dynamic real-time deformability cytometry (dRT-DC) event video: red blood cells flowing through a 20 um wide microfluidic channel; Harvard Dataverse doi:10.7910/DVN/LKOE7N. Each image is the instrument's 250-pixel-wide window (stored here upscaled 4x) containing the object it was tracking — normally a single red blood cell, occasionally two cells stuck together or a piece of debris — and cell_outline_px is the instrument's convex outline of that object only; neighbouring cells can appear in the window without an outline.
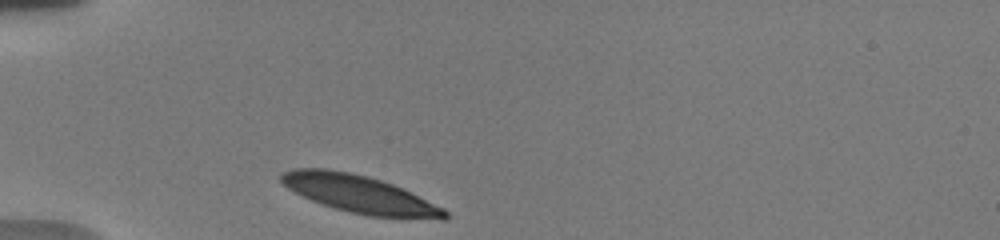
{"species": "human", "species_latin": "Homo sapiens", "temperature_condition": "warm", "stored_images_in_passage": 34, "camera_frame_rate_fps": 3000, "um_per_image_px": 0.085, "donor": {"sex": "male"}, "frame": {"image": 1, "passage_image": 1, "time_ms": 0.0, "image_size_px": [1000, 240], "cell_outline_px": [[448, 216], [444, 220], [440, 220], [368, 216], [336, 208], [312, 200], [288, 188], [280, 180], [280, 176], [284, 172], [292, 168], [328, 168], [368, 176], [392, 184], [444, 208], [448, 212]], "centroid_in_image_um": [30.6, 16.51], "position_along_channel_um": 54.4, "area_um2": 35.55}}
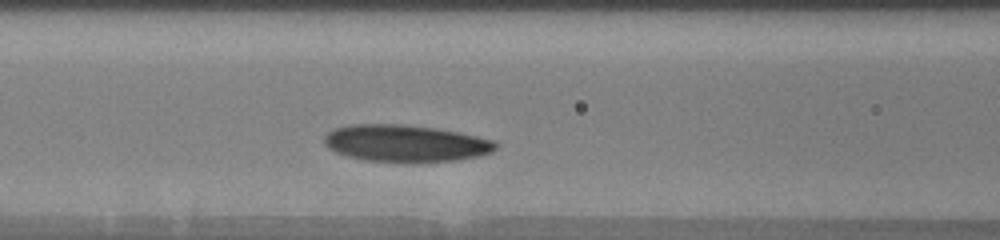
{"frame": {"image": 2, "passage_image": 9, "time_ms": 2.667, "image_size_px": [1000, 240], "cell_outline_px": [[496, 148], [492, 152], [480, 156], [460, 160], [420, 164], [404, 164], [364, 160], [348, 156], [336, 152], [328, 148], [324, 144], [324, 136], [328, 132], [336, 128], [348, 124], [400, 124], [432, 128], [460, 132], [496, 140]], "centroid_in_image_um": [34.5, 12.22], "position_along_channel_um": 132.1, "area_um2": 37.92}}
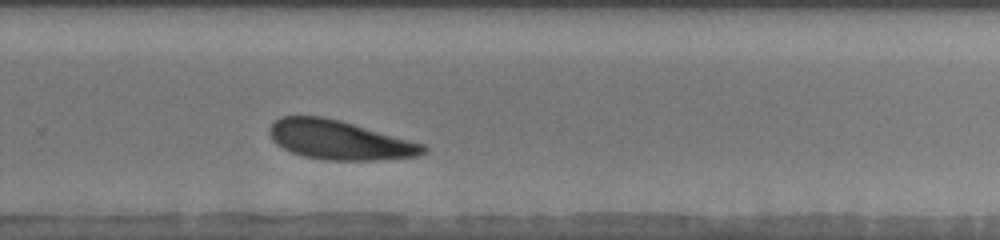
{"frame": {"image": 3, "passage_image": 26, "time_ms": 7.333, "image_size_px": [1000, 240], "cell_outline_px": [[428, 148], [424, 152], [416, 156], [372, 160], [324, 160], [304, 156], [292, 152], [276, 144], [272, 140], [268, 132], [268, 128], [280, 116], [320, 116], [340, 120], [424, 144]], "centroid_in_image_um": [28.8, 11.89], "position_along_channel_um": 301.0, "area_um2": 34.8}, "authors_computed_cell_mechanics": {"area_um2": 35.4314, "velocity_mm_per_s": 3.6273, "shape_relaxation_time_tau1_ms": 2.6472, "shape_relaxation_time_tau2_ms": 9.6761, "deformation_change_tau1": 0.1047, "deformation_change_tau2": 0.1879}}